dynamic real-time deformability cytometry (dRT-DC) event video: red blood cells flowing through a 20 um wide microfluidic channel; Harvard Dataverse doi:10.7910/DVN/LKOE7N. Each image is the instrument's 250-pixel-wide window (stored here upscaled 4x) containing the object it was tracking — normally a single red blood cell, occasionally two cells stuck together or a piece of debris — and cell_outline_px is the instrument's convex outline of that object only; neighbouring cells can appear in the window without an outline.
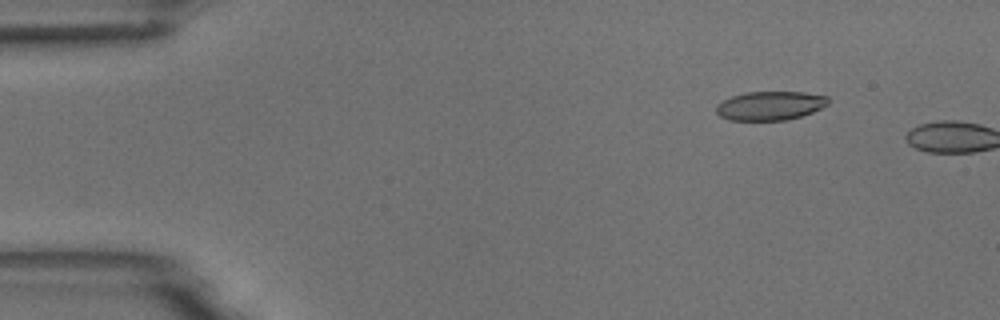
{"species": "common noctule bat (a hibernating species)", "species_latin": "Nyctalus noctula", "temperature_condition": "room temperature", "stored_images_in_passage": 3, "camera_frame_rate_fps": 3000, "um_per_image_px": 0.085, "animal": {"sex": "male", "body_mass_g": 18.8}, "frame": {"image": 1, "passage_image": 2, "time_ms": 1.0, "image_size_px": [1000, 320], "cell_outline_px": [[828, 104], [812, 112], [788, 120], [728, 120], [720, 116], [716, 112], [716, 104], [732, 96], [744, 92], [804, 92], [828, 96]], "centroid_in_image_um": [65.44, 8.98], "position_along_channel_um": 19.6, "area_um2": 18.84}}